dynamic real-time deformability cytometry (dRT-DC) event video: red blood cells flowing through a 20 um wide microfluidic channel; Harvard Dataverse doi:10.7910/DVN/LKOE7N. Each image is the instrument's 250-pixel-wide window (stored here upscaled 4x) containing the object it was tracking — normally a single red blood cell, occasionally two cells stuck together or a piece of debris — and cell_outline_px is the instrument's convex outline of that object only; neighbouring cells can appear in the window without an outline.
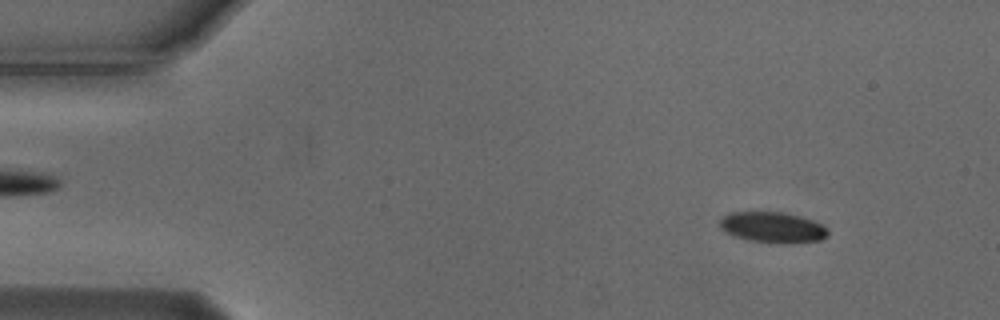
{"species": "Egyptian fruit bat (a non-hibernating species)", "species_latin": "Rousettus aegyptiacus", "temperature_condition": "cold", "stored_images_in_passage": 50, "camera_frame_rate_fps": 3000, "um_per_image_px": 0.085, "animal": {"sex": "male"}, "frame": {"image": 1, "passage_image": 6, "time_ms": 1.667, "image_size_px": [1000, 320], "cell_outline_px": [[828, 236], [820, 240], [792, 244], [776, 244], [748, 240], [724, 232], [720, 228], [720, 220], [724, 216], [732, 212], [784, 212], [800, 216], [824, 224], [828, 228]], "centroid_in_image_um": [65.72, 19.34], "position_along_channel_um": 19.3, "area_um2": 19.71}}
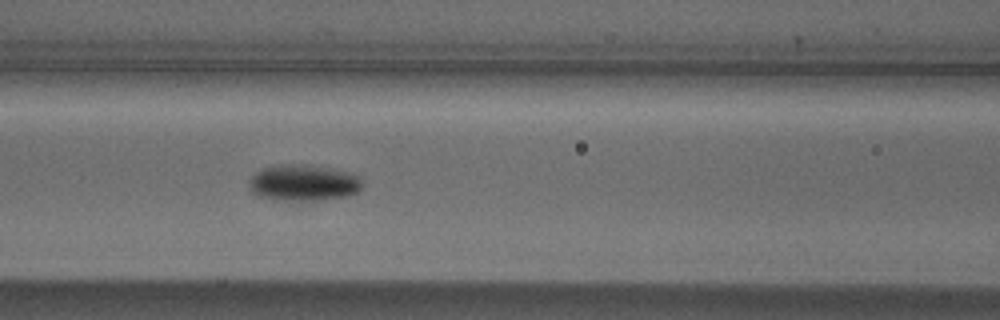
{"frame": {"image": 2, "passage_image": 23, "time_ms": 7.333, "image_size_px": [1000, 320], "cell_outline_px": [[360, 188], [356, 192], [348, 196], [320, 200], [272, 200], [256, 196], [252, 192], [252, 176], [256, 172], [264, 168], [276, 164], [292, 164], [332, 168], [360, 176]], "centroid_in_image_um": [25.78, 15.55], "position_along_channel_um": 140.8, "area_um2": 23.64}}
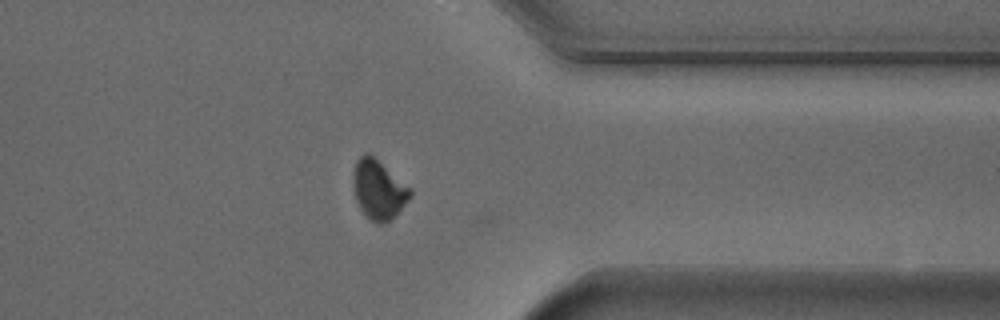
{"frame": {"image": 3, "passage_image": 43, "time_ms": 14.0, "image_size_px": [1000, 320], "cell_outline_px": [[412, 196], [384, 224], [376, 224], [368, 220], [360, 208], [356, 200], [352, 184], [352, 172], [356, 160], [364, 152], [368, 152], [412, 188]], "centroid_in_image_um": [32.14, 16.09], "position_along_channel_um": 379.3, "area_um2": 19.83}, "authors_computed_cell_mechanics": {"area_um2": 20.23, "velocity_mm_per_s": 3.7055, "shape_relaxation_time_tau1_ms": 1.3388, "shape_relaxation_time_tau2_ms": null, "deformation_change_tau1": 0.0921, "deformation_change_tau2": null}}